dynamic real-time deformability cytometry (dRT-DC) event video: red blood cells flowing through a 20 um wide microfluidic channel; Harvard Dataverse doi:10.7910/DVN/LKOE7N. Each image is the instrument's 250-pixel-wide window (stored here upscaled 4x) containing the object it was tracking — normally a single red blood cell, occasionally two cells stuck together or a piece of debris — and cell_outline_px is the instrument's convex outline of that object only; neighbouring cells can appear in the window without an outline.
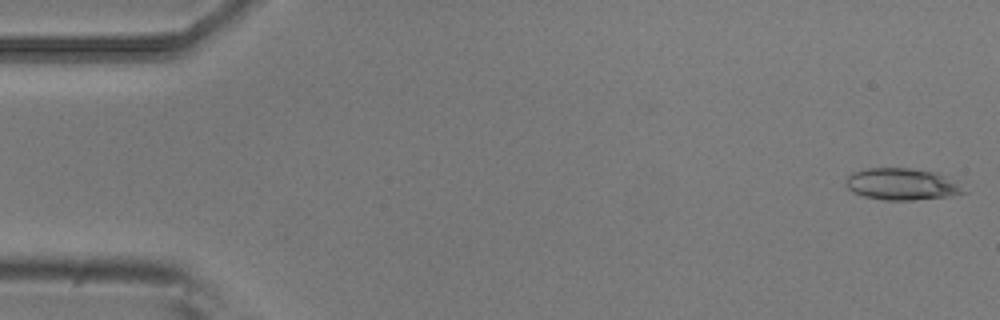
{"species": "common noctule bat (a hibernating species)", "species_latin": "Nyctalus noctula", "temperature_condition": "room temperature", "stored_images_in_passage": 2, "camera_frame_rate_fps": 3000, "um_per_image_px": 0.085, "animal": {"sex": "male", "body_mass_g": 20.5, "forearm_length_mm": 52.5}, "frame": {"image": 1, "passage_image": 2, "time_ms": 0.333, "image_size_px": [1000, 320], "cell_outline_px": [[968, 192], [948, 196], [912, 200], [884, 200], [864, 196], [852, 192], [844, 184], [844, 180], [852, 172], [868, 168], [908, 168], [936, 172], [956, 184]], "centroid_in_image_um": [76.56, 15.65], "position_along_channel_um": 8.4, "area_um2": 21.5}}